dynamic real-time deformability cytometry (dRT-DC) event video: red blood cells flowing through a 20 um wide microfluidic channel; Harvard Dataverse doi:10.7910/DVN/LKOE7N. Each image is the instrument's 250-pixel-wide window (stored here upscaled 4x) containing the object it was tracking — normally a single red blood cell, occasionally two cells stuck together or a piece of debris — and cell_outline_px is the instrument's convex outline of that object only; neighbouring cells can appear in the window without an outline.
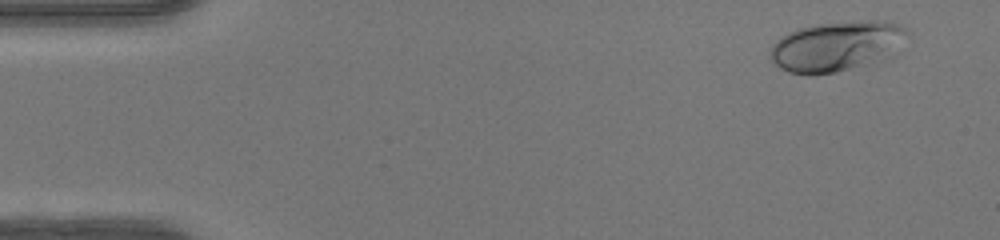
{"species": "human", "species_latin": "Homo sapiens", "temperature_condition": "warm", "stored_images_in_passage": 49, "camera_frame_rate_fps": 3000, "um_per_image_px": 0.085, "donor": {"sex": "female"}, "frame": {"image": 1, "passage_image": 3, "time_ms": 0.667, "image_size_px": [1000, 240], "cell_outline_px": [[912, 36], [896, 56], [836, 72], [812, 76], [808, 76], [788, 72], [780, 68], [772, 60], [772, 44], [780, 36], [800, 28], [812, 24], [868, 20], [880, 20], [896, 24], [904, 28]], "centroid_in_image_um": [71.21, 3.93], "position_along_channel_um": 13.8, "area_um2": 40.81}}
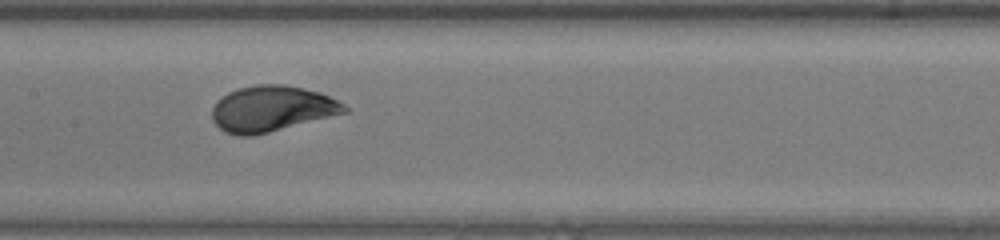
{"frame": {"image": 2, "passage_image": 24, "time_ms": 7.667, "image_size_px": [1000, 240], "cell_outline_px": [[348, 112], [252, 136], [236, 136], [224, 132], [212, 120], [212, 108], [216, 100], [228, 92], [240, 88], [256, 84], [284, 84], [304, 88], [320, 92], [344, 104], [348, 108]], "centroid_in_image_um": [23.07, 9.24], "position_along_channel_um": 184.3, "area_um2": 35.32}}
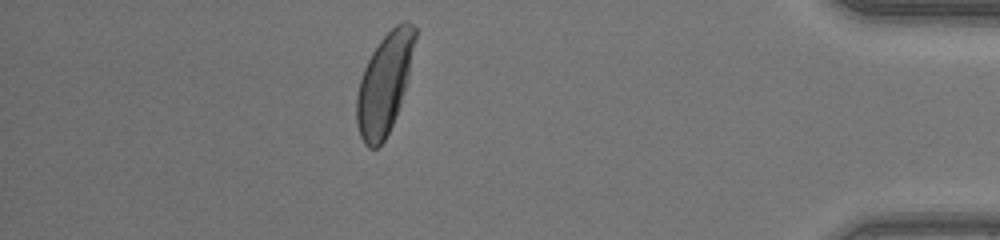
{"frame": {"image": 3, "passage_image": 43, "time_ms": 14.0, "image_size_px": [1000, 240], "cell_outline_px": [[416, 36], [408, 76], [400, 104], [396, 116], [384, 140], [376, 148], [368, 148], [364, 144], [360, 136], [356, 124], [356, 96], [360, 80], [364, 68], [372, 52], [380, 40], [396, 24], [404, 20], [408, 20], [416, 28]], "centroid_in_image_um": [32.66, 7.11], "position_along_channel_um": 402.5, "area_um2": 33.87}, "authors_computed_cell_mechanics": {"area_um2": 34.68, "velocity_mm_per_s": 4.1585, "shape_relaxation_time_tau1_ms": 2.2502, "shape_relaxation_time_tau2_ms": null, "deformation_change_tau1": 0.1536, "deformation_change_tau2": null}}